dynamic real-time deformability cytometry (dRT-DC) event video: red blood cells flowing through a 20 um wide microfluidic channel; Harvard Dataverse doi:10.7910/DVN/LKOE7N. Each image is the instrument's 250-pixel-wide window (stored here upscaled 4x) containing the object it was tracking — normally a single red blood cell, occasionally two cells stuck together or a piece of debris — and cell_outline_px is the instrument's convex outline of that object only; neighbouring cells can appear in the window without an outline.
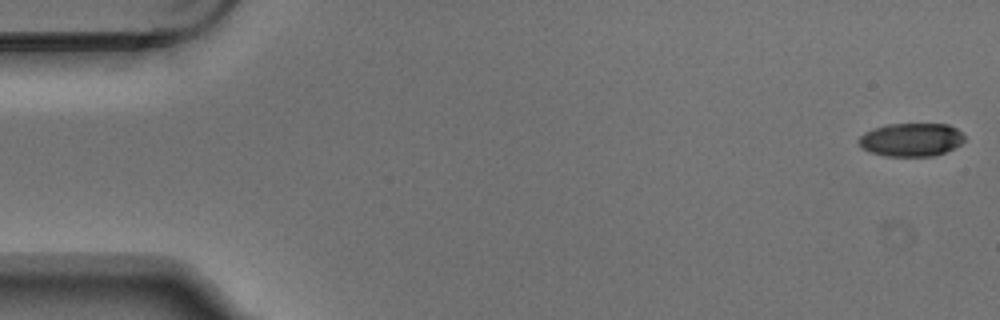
{"species": "Egyptian fruit bat (a non-hibernating species)", "species_latin": "Rousettus aegyptiacus", "temperature_condition": "warm", "stored_images_in_passage": 5, "camera_frame_rate_fps": 3000, "um_per_image_px": 0.085, "animal": {"sex": "male"}, "frame": {"image": 1, "passage_image": 1, "time_ms": 0.0, "image_size_px": [1000, 320], "cell_outline_px": [[964, 140], [960, 144], [944, 152], [932, 156], [888, 156], [872, 152], [864, 148], [856, 140], [864, 132], [872, 128], [888, 124], [948, 124], [956, 128], [964, 136]], "centroid_in_image_um": [77.43, 11.86], "position_along_channel_um": 7.6, "area_um2": 20.35}}
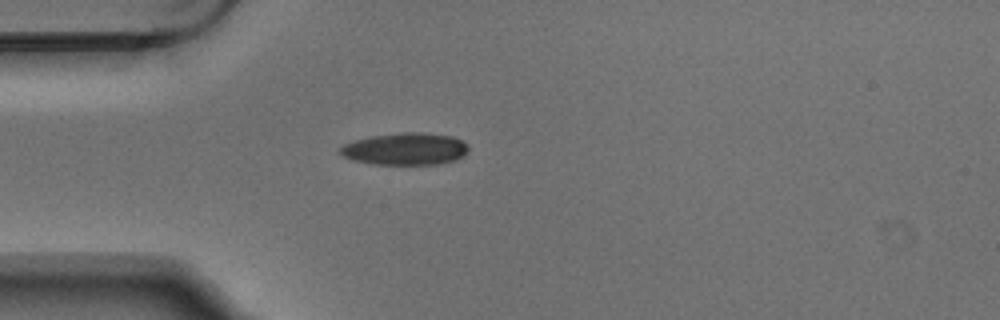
{"frame": {"image": 2, "passage_image": 5, "time_ms": 1.333, "image_size_px": [1000, 320], "cell_outline_px": [[468, 148], [464, 156], [456, 160], [440, 164], [372, 164], [352, 160], [344, 156], [340, 152], [340, 148], [344, 144], [356, 140], [372, 136], [404, 132], [424, 132], [452, 136], [468, 144]], "centroid_in_image_um": [34.48, 12.66], "position_along_channel_um": 50.5, "area_um2": 23.99}}